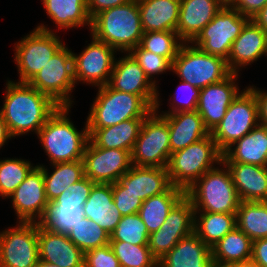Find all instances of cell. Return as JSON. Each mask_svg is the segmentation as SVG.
<instances>
[{"mask_svg": "<svg viewBox=\"0 0 267 267\" xmlns=\"http://www.w3.org/2000/svg\"><path fill=\"white\" fill-rule=\"evenodd\" d=\"M183 43L176 31H150L143 33L140 46L172 63Z\"/></svg>", "mask_w": 267, "mask_h": 267, "instance_id": "cell-40", "label": "cell"}, {"mask_svg": "<svg viewBox=\"0 0 267 267\" xmlns=\"http://www.w3.org/2000/svg\"><path fill=\"white\" fill-rule=\"evenodd\" d=\"M210 267H237V264H224L212 260Z\"/></svg>", "mask_w": 267, "mask_h": 267, "instance_id": "cell-53", "label": "cell"}, {"mask_svg": "<svg viewBox=\"0 0 267 267\" xmlns=\"http://www.w3.org/2000/svg\"><path fill=\"white\" fill-rule=\"evenodd\" d=\"M84 217L94 221L111 234L122 215L113 201L112 184L96 183L84 203Z\"/></svg>", "mask_w": 267, "mask_h": 267, "instance_id": "cell-28", "label": "cell"}, {"mask_svg": "<svg viewBox=\"0 0 267 267\" xmlns=\"http://www.w3.org/2000/svg\"><path fill=\"white\" fill-rule=\"evenodd\" d=\"M4 103L0 113L10 134L16 136L38 134L48 118L59 108L49 96L29 83L7 80Z\"/></svg>", "mask_w": 267, "mask_h": 267, "instance_id": "cell-1", "label": "cell"}, {"mask_svg": "<svg viewBox=\"0 0 267 267\" xmlns=\"http://www.w3.org/2000/svg\"><path fill=\"white\" fill-rule=\"evenodd\" d=\"M127 1L129 0H87V10L91 19H93L98 13L120 6Z\"/></svg>", "mask_w": 267, "mask_h": 267, "instance_id": "cell-48", "label": "cell"}, {"mask_svg": "<svg viewBox=\"0 0 267 267\" xmlns=\"http://www.w3.org/2000/svg\"><path fill=\"white\" fill-rule=\"evenodd\" d=\"M178 92L170 98V108L168 111H162L159 114H172L177 112L196 111L200 96V89L192 86L188 82L179 83ZM180 92V93H179ZM173 97V98H172Z\"/></svg>", "mask_w": 267, "mask_h": 267, "instance_id": "cell-44", "label": "cell"}, {"mask_svg": "<svg viewBox=\"0 0 267 267\" xmlns=\"http://www.w3.org/2000/svg\"><path fill=\"white\" fill-rule=\"evenodd\" d=\"M249 20L236 9L223 7L191 43L203 52L227 60L232 43Z\"/></svg>", "mask_w": 267, "mask_h": 267, "instance_id": "cell-13", "label": "cell"}, {"mask_svg": "<svg viewBox=\"0 0 267 267\" xmlns=\"http://www.w3.org/2000/svg\"><path fill=\"white\" fill-rule=\"evenodd\" d=\"M263 56L267 57V33L250 19L234 40L227 65L232 73H239Z\"/></svg>", "mask_w": 267, "mask_h": 267, "instance_id": "cell-21", "label": "cell"}, {"mask_svg": "<svg viewBox=\"0 0 267 267\" xmlns=\"http://www.w3.org/2000/svg\"><path fill=\"white\" fill-rule=\"evenodd\" d=\"M113 201L122 216L135 214L143 201L130 191H127L119 181L112 184Z\"/></svg>", "mask_w": 267, "mask_h": 267, "instance_id": "cell-45", "label": "cell"}, {"mask_svg": "<svg viewBox=\"0 0 267 267\" xmlns=\"http://www.w3.org/2000/svg\"><path fill=\"white\" fill-rule=\"evenodd\" d=\"M160 115L167 119L171 153L184 149L210 135L197 111Z\"/></svg>", "mask_w": 267, "mask_h": 267, "instance_id": "cell-26", "label": "cell"}, {"mask_svg": "<svg viewBox=\"0 0 267 267\" xmlns=\"http://www.w3.org/2000/svg\"><path fill=\"white\" fill-rule=\"evenodd\" d=\"M38 222H18L0 232V267H36Z\"/></svg>", "mask_w": 267, "mask_h": 267, "instance_id": "cell-14", "label": "cell"}, {"mask_svg": "<svg viewBox=\"0 0 267 267\" xmlns=\"http://www.w3.org/2000/svg\"><path fill=\"white\" fill-rule=\"evenodd\" d=\"M153 110L143 121L131 152V163L140 167H167L171 149L167 119Z\"/></svg>", "mask_w": 267, "mask_h": 267, "instance_id": "cell-10", "label": "cell"}, {"mask_svg": "<svg viewBox=\"0 0 267 267\" xmlns=\"http://www.w3.org/2000/svg\"><path fill=\"white\" fill-rule=\"evenodd\" d=\"M252 20L267 33V4L252 17Z\"/></svg>", "mask_w": 267, "mask_h": 267, "instance_id": "cell-52", "label": "cell"}, {"mask_svg": "<svg viewBox=\"0 0 267 267\" xmlns=\"http://www.w3.org/2000/svg\"><path fill=\"white\" fill-rule=\"evenodd\" d=\"M236 227V214L195 212L194 232L210 248Z\"/></svg>", "mask_w": 267, "mask_h": 267, "instance_id": "cell-36", "label": "cell"}, {"mask_svg": "<svg viewBox=\"0 0 267 267\" xmlns=\"http://www.w3.org/2000/svg\"><path fill=\"white\" fill-rule=\"evenodd\" d=\"M140 65L149 80L158 86L154 76L172 71V63L165 57L144 50L140 45L128 52Z\"/></svg>", "mask_w": 267, "mask_h": 267, "instance_id": "cell-43", "label": "cell"}, {"mask_svg": "<svg viewBox=\"0 0 267 267\" xmlns=\"http://www.w3.org/2000/svg\"><path fill=\"white\" fill-rule=\"evenodd\" d=\"M35 166L21 158L0 159V196L8 199Z\"/></svg>", "mask_w": 267, "mask_h": 267, "instance_id": "cell-39", "label": "cell"}, {"mask_svg": "<svg viewBox=\"0 0 267 267\" xmlns=\"http://www.w3.org/2000/svg\"><path fill=\"white\" fill-rule=\"evenodd\" d=\"M108 85L114 90L141 96L155 110L160 108L158 87L129 53L116 58Z\"/></svg>", "mask_w": 267, "mask_h": 267, "instance_id": "cell-18", "label": "cell"}, {"mask_svg": "<svg viewBox=\"0 0 267 267\" xmlns=\"http://www.w3.org/2000/svg\"><path fill=\"white\" fill-rule=\"evenodd\" d=\"M221 8L216 0H181L176 28L179 38L191 43Z\"/></svg>", "mask_w": 267, "mask_h": 267, "instance_id": "cell-23", "label": "cell"}, {"mask_svg": "<svg viewBox=\"0 0 267 267\" xmlns=\"http://www.w3.org/2000/svg\"><path fill=\"white\" fill-rule=\"evenodd\" d=\"M259 124L256 95L249 87H246L232 101L225 116L210 134L223 153Z\"/></svg>", "mask_w": 267, "mask_h": 267, "instance_id": "cell-11", "label": "cell"}, {"mask_svg": "<svg viewBox=\"0 0 267 267\" xmlns=\"http://www.w3.org/2000/svg\"><path fill=\"white\" fill-rule=\"evenodd\" d=\"M39 260L59 267H84V253L66 234L51 232L38 224Z\"/></svg>", "mask_w": 267, "mask_h": 267, "instance_id": "cell-22", "label": "cell"}, {"mask_svg": "<svg viewBox=\"0 0 267 267\" xmlns=\"http://www.w3.org/2000/svg\"><path fill=\"white\" fill-rule=\"evenodd\" d=\"M223 163H244L267 166V126L259 124L248 134L228 147Z\"/></svg>", "mask_w": 267, "mask_h": 267, "instance_id": "cell-25", "label": "cell"}, {"mask_svg": "<svg viewBox=\"0 0 267 267\" xmlns=\"http://www.w3.org/2000/svg\"><path fill=\"white\" fill-rule=\"evenodd\" d=\"M98 92L87 116L88 128H104L130 119H145L154 109L141 97L112 89L108 84Z\"/></svg>", "mask_w": 267, "mask_h": 267, "instance_id": "cell-5", "label": "cell"}, {"mask_svg": "<svg viewBox=\"0 0 267 267\" xmlns=\"http://www.w3.org/2000/svg\"><path fill=\"white\" fill-rule=\"evenodd\" d=\"M223 153L212 135L171 153L167 171L171 185L187 190L206 171L222 163ZM215 164V165H214Z\"/></svg>", "mask_w": 267, "mask_h": 267, "instance_id": "cell-6", "label": "cell"}, {"mask_svg": "<svg viewBox=\"0 0 267 267\" xmlns=\"http://www.w3.org/2000/svg\"><path fill=\"white\" fill-rule=\"evenodd\" d=\"M96 183L88 177L69 185L53 201H49L39 226L60 234H68L84 217L83 207Z\"/></svg>", "mask_w": 267, "mask_h": 267, "instance_id": "cell-9", "label": "cell"}, {"mask_svg": "<svg viewBox=\"0 0 267 267\" xmlns=\"http://www.w3.org/2000/svg\"><path fill=\"white\" fill-rule=\"evenodd\" d=\"M38 166L43 170L45 192L48 201H53L64 192L69 185L85 177L83 160L51 164V174L45 165L38 164Z\"/></svg>", "mask_w": 267, "mask_h": 267, "instance_id": "cell-34", "label": "cell"}, {"mask_svg": "<svg viewBox=\"0 0 267 267\" xmlns=\"http://www.w3.org/2000/svg\"><path fill=\"white\" fill-rule=\"evenodd\" d=\"M70 108L59 106L37 134L50 164L83 159L89 141L87 121L83 130H78L68 117Z\"/></svg>", "mask_w": 267, "mask_h": 267, "instance_id": "cell-2", "label": "cell"}, {"mask_svg": "<svg viewBox=\"0 0 267 267\" xmlns=\"http://www.w3.org/2000/svg\"><path fill=\"white\" fill-rule=\"evenodd\" d=\"M236 227L252 241L267 238V201H241L236 211Z\"/></svg>", "mask_w": 267, "mask_h": 267, "instance_id": "cell-37", "label": "cell"}, {"mask_svg": "<svg viewBox=\"0 0 267 267\" xmlns=\"http://www.w3.org/2000/svg\"><path fill=\"white\" fill-rule=\"evenodd\" d=\"M36 267H59L58 265H54V264H50L47 262H44L42 260L38 261V264L36 265Z\"/></svg>", "mask_w": 267, "mask_h": 267, "instance_id": "cell-56", "label": "cell"}, {"mask_svg": "<svg viewBox=\"0 0 267 267\" xmlns=\"http://www.w3.org/2000/svg\"><path fill=\"white\" fill-rule=\"evenodd\" d=\"M241 201H267V166L224 163Z\"/></svg>", "mask_w": 267, "mask_h": 267, "instance_id": "cell-27", "label": "cell"}, {"mask_svg": "<svg viewBox=\"0 0 267 267\" xmlns=\"http://www.w3.org/2000/svg\"><path fill=\"white\" fill-rule=\"evenodd\" d=\"M181 0L138 1L143 32L176 31Z\"/></svg>", "mask_w": 267, "mask_h": 267, "instance_id": "cell-30", "label": "cell"}, {"mask_svg": "<svg viewBox=\"0 0 267 267\" xmlns=\"http://www.w3.org/2000/svg\"><path fill=\"white\" fill-rule=\"evenodd\" d=\"M211 262V248L193 232L183 237L158 262V267H210Z\"/></svg>", "mask_w": 267, "mask_h": 267, "instance_id": "cell-29", "label": "cell"}, {"mask_svg": "<svg viewBox=\"0 0 267 267\" xmlns=\"http://www.w3.org/2000/svg\"><path fill=\"white\" fill-rule=\"evenodd\" d=\"M220 166L206 171L185 191L195 212L236 214L241 200L229 169L223 162Z\"/></svg>", "mask_w": 267, "mask_h": 267, "instance_id": "cell-4", "label": "cell"}, {"mask_svg": "<svg viewBox=\"0 0 267 267\" xmlns=\"http://www.w3.org/2000/svg\"><path fill=\"white\" fill-rule=\"evenodd\" d=\"M144 119L124 120L121 123L104 128H88L89 140L100 148L133 150Z\"/></svg>", "mask_w": 267, "mask_h": 267, "instance_id": "cell-31", "label": "cell"}, {"mask_svg": "<svg viewBox=\"0 0 267 267\" xmlns=\"http://www.w3.org/2000/svg\"><path fill=\"white\" fill-rule=\"evenodd\" d=\"M63 45L60 36L42 23L15 42L14 62L18 69V82L29 83Z\"/></svg>", "mask_w": 267, "mask_h": 267, "instance_id": "cell-7", "label": "cell"}, {"mask_svg": "<svg viewBox=\"0 0 267 267\" xmlns=\"http://www.w3.org/2000/svg\"><path fill=\"white\" fill-rule=\"evenodd\" d=\"M172 72L181 81L188 82L200 90L223 81L232 73L224 58L203 52L192 43L181 45L172 62Z\"/></svg>", "mask_w": 267, "mask_h": 267, "instance_id": "cell-8", "label": "cell"}, {"mask_svg": "<svg viewBox=\"0 0 267 267\" xmlns=\"http://www.w3.org/2000/svg\"><path fill=\"white\" fill-rule=\"evenodd\" d=\"M195 210L184 196L168 213L161 227L148 238V248L159 262L183 237L194 232Z\"/></svg>", "mask_w": 267, "mask_h": 267, "instance_id": "cell-16", "label": "cell"}, {"mask_svg": "<svg viewBox=\"0 0 267 267\" xmlns=\"http://www.w3.org/2000/svg\"><path fill=\"white\" fill-rule=\"evenodd\" d=\"M109 245L121 267H158L148 245H133L123 241H110Z\"/></svg>", "mask_w": 267, "mask_h": 267, "instance_id": "cell-41", "label": "cell"}, {"mask_svg": "<svg viewBox=\"0 0 267 267\" xmlns=\"http://www.w3.org/2000/svg\"><path fill=\"white\" fill-rule=\"evenodd\" d=\"M237 267H260V266H258L252 260H249V261H246V262L237 263Z\"/></svg>", "mask_w": 267, "mask_h": 267, "instance_id": "cell-54", "label": "cell"}, {"mask_svg": "<svg viewBox=\"0 0 267 267\" xmlns=\"http://www.w3.org/2000/svg\"><path fill=\"white\" fill-rule=\"evenodd\" d=\"M212 260L224 264H237L251 260L252 240L235 227L212 248Z\"/></svg>", "mask_w": 267, "mask_h": 267, "instance_id": "cell-35", "label": "cell"}, {"mask_svg": "<svg viewBox=\"0 0 267 267\" xmlns=\"http://www.w3.org/2000/svg\"><path fill=\"white\" fill-rule=\"evenodd\" d=\"M256 95L259 112V122L261 125L267 126V91L260 90L256 86H248Z\"/></svg>", "mask_w": 267, "mask_h": 267, "instance_id": "cell-50", "label": "cell"}, {"mask_svg": "<svg viewBox=\"0 0 267 267\" xmlns=\"http://www.w3.org/2000/svg\"><path fill=\"white\" fill-rule=\"evenodd\" d=\"M238 76L239 73H231L223 81L208 85L200 90L196 111L210 133L217 127L225 116L229 105L240 93Z\"/></svg>", "mask_w": 267, "mask_h": 267, "instance_id": "cell-20", "label": "cell"}, {"mask_svg": "<svg viewBox=\"0 0 267 267\" xmlns=\"http://www.w3.org/2000/svg\"><path fill=\"white\" fill-rule=\"evenodd\" d=\"M12 138L13 136L10 134L8 126L0 113V149Z\"/></svg>", "mask_w": 267, "mask_h": 267, "instance_id": "cell-51", "label": "cell"}, {"mask_svg": "<svg viewBox=\"0 0 267 267\" xmlns=\"http://www.w3.org/2000/svg\"><path fill=\"white\" fill-rule=\"evenodd\" d=\"M47 16L58 29L69 30L89 26L92 19L87 10V0H42Z\"/></svg>", "mask_w": 267, "mask_h": 267, "instance_id": "cell-32", "label": "cell"}, {"mask_svg": "<svg viewBox=\"0 0 267 267\" xmlns=\"http://www.w3.org/2000/svg\"><path fill=\"white\" fill-rule=\"evenodd\" d=\"M143 33L138 2L134 0L98 13L90 29V35L124 54L140 45Z\"/></svg>", "mask_w": 267, "mask_h": 267, "instance_id": "cell-3", "label": "cell"}, {"mask_svg": "<svg viewBox=\"0 0 267 267\" xmlns=\"http://www.w3.org/2000/svg\"><path fill=\"white\" fill-rule=\"evenodd\" d=\"M223 7H232L237 0H216Z\"/></svg>", "mask_w": 267, "mask_h": 267, "instance_id": "cell-55", "label": "cell"}, {"mask_svg": "<svg viewBox=\"0 0 267 267\" xmlns=\"http://www.w3.org/2000/svg\"><path fill=\"white\" fill-rule=\"evenodd\" d=\"M184 196L185 190L172 185L166 192L143 201L138 214L146 225L149 234L161 227L168 213Z\"/></svg>", "mask_w": 267, "mask_h": 267, "instance_id": "cell-33", "label": "cell"}, {"mask_svg": "<svg viewBox=\"0 0 267 267\" xmlns=\"http://www.w3.org/2000/svg\"><path fill=\"white\" fill-rule=\"evenodd\" d=\"M82 160L85 176L94 183L113 184L132 166L129 151L96 147L90 140Z\"/></svg>", "mask_w": 267, "mask_h": 267, "instance_id": "cell-17", "label": "cell"}, {"mask_svg": "<svg viewBox=\"0 0 267 267\" xmlns=\"http://www.w3.org/2000/svg\"><path fill=\"white\" fill-rule=\"evenodd\" d=\"M251 260L260 267H267V238L252 241Z\"/></svg>", "mask_w": 267, "mask_h": 267, "instance_id": "cell-49", "label": "cell"}, {"mask_svg": "<svg viewBox=\"0 0 267 267\" xmlns=\"http://www.w3.org/2000/svg\"><path fill=\"white\" fill-rule=\"evenodd\" d=\"M149 232L138 213L122 216L110 241H123L133 245H148Z\"/></svg>", "mask_w": 267, "mask_h": 267, "instance_id": "cell-42", "label": "cell"}, {"mask_svg": "<svg viewBox=\"0 0 267 267\" xmlns=\"http://www.w3.org/2000/svg\"><path fill=\"white\" fill-rule=\"evenodd\" d=\"M266 4L267 0H237L232 8L252 19Z\"/></svg>", "mask_w": 267, "mask_h": 267, "instance_id": "cell-47", "label": "cell"}, {"mask_svg": "<svg viewBox=\"0 0 267 267\" xmlns=\"http://www.w3.org/2000/svg\"><path fill=\"white\" fill-rule=\"evenodd\" d=\"M8 198L12 199L17 222H38L49 202L45 192L43 170L36 164Z\"/></svg>", "mask_w": 267, "mask_h": 267, "instance_id": "cell-19", "label": "cell"}, {"mask_svg": "<svg viewBox=\"0 0 267 267\" xmlns=\"http://www.w3.org/2000/svg\"><path fill=\"white\" fill-rule=\"evenodd\" d=\"M72 50L65 44L29 82L39 92L49 96L59 106L72 107L75 89Z\"/></svg>", "mask_w": 267, "mask_h": 267, "instance_id": "cell-12", "label": "cell"}, {"mask_svg": "<svg viewBox=\"0 0 267 267\" xmlns=\"http://www.w3.org/2000/svg\"><path fill=\"white\" fill-rule=\"evenodd\" d=\"M67 236L83 253L110 242V234L86 217H83Z\"/></svg>", "mask_w": 267, "mask_h": 267, "instance_id": "cell-38", "label": "cell"}, {"mask_svg": "<svg viewBox=\"0 0 267 267\" xmlns=\"http://www.w3.org/2000/svg\"><path fill=\"white\" fill-rule=\"evenodd\" d=\"M91 38V42L81 53H72L74 79L76 84L82 82L91 84L92 87H100L109 83L117 50L93 35Z\"/></svg>", "mask_w": 267, "mask_h": 267, "instance_id": "cell-15", "label": "cell"}, {"mask_svg": "<svg viewBox=\"0 0 267 267\" xmlns=\"http://www.w3.org/2000/svg\"><path fill=\"white\" fill-rule=\"evenodd\" d=\"M84 267H121L109 244L84 253Z\"/></svg>", "mask_w": 267, "mask_h": 267, "instance_id": "cell-46", "label": "cell"}, {"mask_svg": "<svg viewBox=\"0 0 267 267\" xmlns=\"http://www.w3.org/2000/svg\"><path fill=\"white\" fill-rule=\"evenodd\" d=\"M118 181L127 188V191L132 192L142 201L164 193L172 186L167 167L132 165Z\"/></svg>", "mask_w": 267, "mask_h": 267, "instance_id": "cell-24", "label": "cell"}]
</instances>
